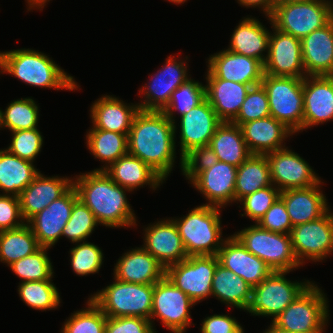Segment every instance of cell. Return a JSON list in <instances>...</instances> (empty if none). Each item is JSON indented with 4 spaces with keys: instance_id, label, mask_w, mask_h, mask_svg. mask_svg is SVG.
Wrapping results in <instances>:
<instances>
[{
    "instance_id": "cell-42",
    "label": "cell",
    "mask_w": 333,
    "mask_h": 333,
    "mask_svg": "<svg viewBox=\"0 0 333 333\" xmlns=\"http://www.w3.org/2000/svg\"><path fill=\"white\" fill-rule=\"evenodd\" d=\"M84 308L65 319L60 333H105L107 316L88 296Z\"/></svg>"
},
{
    "instance_id": "cell-16",
    "label": "cell",
    "mask_w": 333,
    "mask_h": 333,
    "mask_svg": "<svg viewBox=\"0 0 333 333\" xmlns=\"http://www.w3.org/2000/svg\"><path fill=\"white\" fill-rule=\"evenodd\" d=\"M221 123L207 99L176 120L174 130L175 135L179 131L180 141L176 146L179 145L180 148V151L177 150L180 153V170L183 166V157L194 148L209 145L210 139Z\"/></svg>"
},
{
    "instance_id": "cell-5",
    "label": "cell",
    "mask_w": 333,
    "mask_h": 333,
    "mask_svg": "<svg viewBox=\"0 0 333 333\" xmlns=\"http://www.w3.org/2000/svg\"><path fill=\"white\" fill-rule=\"evenodd\" d=\"M322 287L313 281L272 322L296 333H326L330 319L329 301Z\"/></svg>"
},
{
    "instance_id": "cell-38",
    "label": "cell",
    "mask_w": 333,
    "mask_h": 333,
    "mask_svg": "<svg viewBox=\"0 0 333 333\" xmlns=\"http://www.w3.org/2000/svg\"><path fill=\"white\" fill-rule=\"evenodd\" d=\"M40 247L27 223L19 228L0 232V262L5 263L6 267L35 253Z\"/></svg>"
},
{
    "instance_id": "cell-51",
    "label": "cell",
    "mask_w": 333,
    "mask_h": 333,
    "mask_svg": "<svg viewBox=\"0 0 333 333\" xmlns=\"http://www.w3.org/2000/svg\"><path fill=\"white\" fill-rule=\"evenodd\" d=\"M25 223L19 198L14 195L0 194V232L19 228Z\"/></svg>"
},
{
    "instance_id": "cell-55",
    "label": "cell",
    "mask_w": 333,
    "mask_h": 333,
    "mask_svg": "<svg viewBox=\"0 0 333 333\" xmlns=\"http://www.w3.org/2000/svg\"><path fill=\"white\" fill-rule=\"evenodd\" d=\"M50 1L51 0H25L27 5L26 8L30 12H33V10L43 11L45 6L48 5V2Z\"/></svg>"
},
{
    "instance_id": "cell-10",
    "label": "cell",
    "mask_w": 333,
    "mask_h": 333,
    "mask_svg": "<svg viewBox=\"0 0 333 333\" xmlns=\"http://www.w3.org/2000/svg\"><path fill=\"white\" fill-rule=\"evenodd\" d=\"M332 18L333 0L276 2L270 16L276 29L299 39L325 26Z\"/></svg>"
},
{
    "instance_id": "cell-29",
    "label": "cell",
    "mask_w": 333,
    "mask_h": 333,
    "mask_svg": "<svg viewBox=\"0 0 333 333\" xmlns=\"http://www.w3.org/2000/svg\"><path fill=\"white\" fill-rule=\"evenodd\" d=\"M240 127L249 151L257 155L287 147L285 141L295 135L272 116L243 123Z\"/></svg>"
},
{
    "instance_id": "cell-40",
    "label": "cell",
    "mask_w": 333,
    "mask_h": 333,
    "mask_svg": "<svg viewBox=\"0 0 333 333\" xmlns=\"http://www.w3.org/2000/svg\"><path fill=\"white\" fill-rule=\"evenodd\" d=\"M53 280L27 281L18 283L17 292L26 306L42 312L61 307L60 290Z\"/></svg>"
},
{
    "instance_id": "cell-25",
    "label": "cell",
    "mask_w": 333,
    "mask_h": 333,
    "mask_svg": "<svg viewBox=\"0 0 333 333\" xmlns=\"http://www.w3.org/2000/svg\"><path fill=\"white\" fill-rule=\"evenodd\" d=\"M140 111L138 103H127L115 95H103L90 106L89 128H97L128 134L135 115Z\"/></svg>"
},
{
    "instance_id": "cell-37",
    "label": "cell",
    "mask_w": 333,
    "mask_h": 333,
    "mask_svg": "<svg viewBox=\"0 0 333 333\" xmlns=\"http://www.w3.org/2000/svg\"><path fill=\"white\" fill-rule=\"evenodd\" d=\"M269 164L265 155L252 154L237 167L235 203L266 186H271Z\"/></svg>"
},
{
    "instance_id": "cell-32",
    "label": "cell",
    "mask_w": 333,
    "mask_h": 333,
    "mask_svg": "<svg viewBox=\"0 0 333 333\" xmlns=\"http://www.w3.org/2000/svg\"><path fill=\"white\" fill-rule=\"evenodd\" d=\"M205 80V98L222 122H232L251 86L219 78Z\"/></svg>"
},
{
    "instance_id": "cell-58",
    "label": "cell",
    "mask_w": 333,
    "mask_h": 333,
    "mask_svg": "<svg viewBox=\"0 0 333 333\" xmlns=\"http://www.w3.org/2000/svg\"><path fill=\"white\" fill-rule=\"evenodd\" d=\"M168 1L169 3H173L172 5L176 4V5H182L185 2H187V0H165Z\"/></svg>"
},
{
    "instance_id": "cell-59",
    "label": "cell",
    "mask_w": 333,
    "mask_h": 333,
    "mask_svg": "<svg viewBox=\"0 0 333 333\" xmlns=\"http://www.w3.org/2000/svg\"><path fill=\"white\" fill-rule=\"evenodd\" d=\"M310 0H276V2H283V3H294V2H306Z\"/></svg>"
},
{
    "instance_id": "cell-15",
    "label": "cell",
    "mask_w": 333,
    "mask_h": 333,
    "mask_svg": "<svg viewBox=\"0 0 333 333\" xmlns=\"http://www.w3.org/2000/svg\"><path fill=\"white\" fill-rule=\"evenodd\" d=\"M272 184L280 192L317 185L322 179L299 153L289 146L264 154Z\"/></svg>"
},
{
    "instance_id": "cell-46",
    "label": "cell",
    "mask_w": 333,
    "mask_h": 333,
    "mask_svg": "<svg viewBox=\"0 0 333 333\" xmlns=\"http://www.w3.org/2000/svg\"><path fill=\"white\" fill-rule=\"evenodd\" d=\"M280 197V190L273 184L259 189L258 191L249 194L242 198L238 203L241 217L251 219L256 224L273 205L277 198ZM242 205V206H241Z\"/></svg>"
},
{
    "instance_id": "cell-21",
    "label": "cell",
    "mask_w": 333,
    "mask_h": 333,
    "mask_svg": "<svg viewBox=\"0 0 333 333\" xmlns=\"http://www.w3.org/2000/svg\"><path fill=\"white\" fill-rule=\"evenodd\" d=\"M236 175V166L218 161L189 184L206 199L204 205L224 209L235 203Z\"/></svg>"
},
{
    "instance_id": "cell-20",
    "label": "cell",
    "mask_w": 333,
    "mask_h": 333,
    "mask_svg": "<svg viewBox=\"0 0 333 333\" xmlns=\"http://www.w3.org/2000/svg\"><path fill=\"white\" fill-rule=\"evenodd\" d=\"M143 227L141 246L165 268L188 257L178 229L171 218L158 219Z\"/></svg>"
},
{
    "instance_id": "cell-17",
    "label": "cell",
    "mask_w": 333,
    "mask_h": 333,
    "mask_svg": "<svg viewBox=\"0 0 333 333\" xmlns=\"http://www.w3.org/2000/svg\"><path fill=\"white\" fill-rule=\"evenodd\" d=\"M271 25L268 56L264 63V74L304 78L305 69L301 39L276 29L270 17L265 16Z\"/></svg>"
},
{
    "instance_id": "cell-30",
    "label": "cell",
    "mask_w": 333,
    "mask_h": 333,
    "mask_svg": "<svg viewBox=\"0 0 333 333\" xmlns=\"http://www.w3.org/2000/svg\"><path fill=\"white\" fill-rule=\"evenodd\" d=\"M252 15L242 17L234 28L227 50L259 60L263 65L268 56L271 30Z\"/></svg>"
},
{
    "instance_id": "cell-53",
    "label": "cell",
    "mask_w": 333,
    "mask_h": 333,
    "mask_svg": "<svg viewBox=\"0 0 333 333\" xmlns=\"http://www.w3.org/2000/svg\"><path fill=\"white\" fill-rule=\"evenodd\" d=\"M200 333H228L234 331L240 322L231 314H212L201 321Z\"/></svg>"
},
{
    "instance_id": "cell-57",
    "label": "cell",
    "mask_w": 333,
    "mask_h": 333,
    "mask_svg": "<svg viewBox=\"0 0 333 333\" xmlns=\"http://www.w3.org/2000/svg\"><path fill=\"white\" fill-rule=\"evenodd\" d=\"M228 333H245V328H243V325L240 324L234 331Z\"/></svg>"
},
{
    "instance_id": "cell-23",
    "label": "cell",
    "mask_w": 333,
    "mask_h": 333,
    "mask_svg": "<svg viewBox=\"0 0 333 333\" xmlns=\"http://www.w3.org/2000/svg\"><path fill=\"white\" fill-rule=\"evenodd\" d=\"M217 256L221 265L240 276L252 288L273 272L263 260L249 252L233 234L223 242Z\"/></svg>"
},
{
    "instance_id": "cell-33",
    "label": "cell",
    "mask_w": 333,
    "mask_h": 333,
    "mask_svg": "<svg viewBox=\"0 0 333 333\" xmlns=\"http://www.w3.org/2000/svg\"><path fill=\"white\" fill-rule=\"evenodd\" d=\"M252 287L240 276L217 264L212 280V296L221 304L246 312L251 301Z\"/></svg>"
},
{
    "instance_id": "cell-28",
    "label": "cell",
    "mask_w": 333,
    "mask_h": 333,
    "mask_svg": "<svg viewBox=\"0 0 333 333\" xmlns=\"http://www.w3.org/2000/svg\"><path fill=\"white\" fill-rule=\"evenodd\" d=\"M323 184L321 180L315 186L280 192L293 227L316 220L330 209Z\"/></svg>"
},
{
    "instance_id": "cell-4",
    "label": "cell",
    "mask_w": 333,
    "mask_h": 333,
    "mask_svg": "<svg viewBox=\"0 0 333 333\" xmlns=\"http://www.w3.org/2000/svg\"><path fill=\"white\" fill-rule=\"evenodd\" d=\"M222 208L195 206L182 217H170L179 232L188 256L218 255L228 236L223 237Z\"/></svg>"
},
{
    "instance_id": "cell-39",
    "label": "cell",
    "mask_w": 333,
    "mask_h": 333,
    "mask_svg": "<svg viewBox=\"0 0 333 333\" xmlns=\"http://www.w3.org/2000/svg\"><path fill=\"white\" fill-rule=\"evenodd\" d=\"M39 108L32 96L12 100L5 110L0 107V130L13 132L39 128Z\"/></svg>"
},
{
    "instance_id": "cell-9",
    "label": "cell",
    "mask_w": 333,
    "mask_h": 333,
    "mask_svg": "<svg viewBox=\"0 0 333 333\" xmlns=\"http://www.w3.org/2000/svg\"><path fill=\"white\" fill-rule=\"evenodd\" d=\"M261 85L268 96L270 116L295 135L303 132V78L264 74Z\"/></svg>"
},
{
    "instance_id": "cell-13",
    "label": "cell",
    "mask_w": 333,
    "mask_h": 333,
    "mask_svg": "<svg viewBox=\"0 0 333 333\" xmlns=\"http://www.w3.org/2000/svg\"><path fill=\"white\" fill-rule=\"evenodd\" d=\"M217 255L188 256L165 268V276L197 305L212 296Z\"/></svg>"
},
{
    "instance_id": "cell-49",
    "label": "cell",
    "mask_w": 333,
    "mask_h": 333,
    "mask_svg": "<svg viewBox=\"0 0 333 333\" xmlns=\"http://www.w3.org/2000/svg\"><path fill=\"white\" fill-rule=\"evenodd\" d=\"M218 157L207 145L192 149L183 157L181 174L188 180V184L202 171L210 169Z\"/></svg>"
},
{
    "instance_id": "cell-12",
    "label": "cell",
    "mask_w": 333,
    "mask_h": 333,
    "mask_svg": "<svg viewBox=\"0 0 333 333\" xmlns=\"http://www.w3.org/2000/svg\"><path fill=\"white\" fill-rule=\"evenodd\" d=\"M196 304L166 276L154 284L153 305L150 322L154 331V321L160 320L162 326L171 333H185L192 323L191 310ZM157 318V319H156Z\"/></svg>"
},
{
    "instance_id": "cell-2",
    "label": "cell",
    "mask_w": 333,
    "mask_h": 333,
    "mask_svg": "<svg viewBox=\"0 0 333 333\" xmlns=\"http://www.w3.org/2000/svg\"><path fill=\"white\" fill-rule=\"evenodd\" d=\"M78 199L95 215L100 226L136 228L138 217L127 198L128 189L116 184L105 171H89L73 176Z\"/></svg>"
},
{
    "instance_id": "cell-41",
    "label": "cell",
    "mask_w": 333,
    "mask_h": 333,
    "mask_svg": "<svg viewBox=\"0 0 333 333\" xmlns=\"http://www.w3.org/2000/svg\"><path fill=\"white\" fill-rule=\"evenodd\" d=\"M49 247H40L35 253L13 262L8 267L21 280L27 281L53 280L55 276L54 266L48 256Z\"/></svg>"
},
{
    "instance_id": "cell-26",
    "label": "cell",
    "mask_w": 333,
    "mask_h": 333,
    "mask_svg": "<svg viewBox=\"0 0 333 333\" xmlns=\"http://www.w3.org/2000/svg\"><path fill=\"white\" fill-rule=\"evenodd\" d=\"M112 274L123 282L155 284L165 276V267L140 246L122 253L114 263Z\"/></svg>"
},
{
    "instance_id": "cell-47",
    "label": "cell",
    "mask_w": 333,
    "mask_h": 333,
    "mask_svg": "<svg viewBox=\"0 0 333 333\" xmlns=\"http://www.w3.org/2000/svg\"><path fill=\"white\" fill-rule=\"evenodd\" d=\"M10 138L6 149L21 159L35 163L44 143L42 132L38 128L13 131Z\"/></svg>"
},
{
    "instance_id": "cell-6",
    "label": "cell",
    "mask_w": 333,
    "mask_h": 333,
    "mask_svg": "<svg viewBox=\"0 0 333 333\" xmlns=\"http://www.w3.org/2000/svg\"><path fill=\"white\" fill-rule=\"evenodd\" d=\"M154 284L113 281L92 293L90 299L107 317H142L150 320Z\"/></svg>"
},
{
    "instance_id": "cell-27",
    "label": "cell",
    "mask_w": 333,
    "mask_h": 333,
    "mask_svg": "<svg viewBox=\"0 0 333 333\" xmlns=\"http://www.w3.org/2000/svg\"><path fill=\"white\" fill-rule=\"evenodd\" d=\"M305 76H333V18L301 39Z\"/></svg>"
},
{
    "instance_id": "cell-50",
    "label": "cell",
    "mask_w": 333,
    "mask_h": 333,
    "mask_svg": "<svg viewBox=\"0 0 333 333\" xmlns=\"http://www.w3.org/2000/svg\"><path fill=\"white\" fill-rule=\"evenodd\" d=\"M257 224L262 229L283 234H290L291 229L293 228L289 214L281 197L276 199Z\"/></svg>"
},
{
    "instance_id": "cell-7",
    "label": "cell",
    "mask_w": 333,
    "mask_h": 333,
    "mask_svg": "<svg viewBox=\"0 0 333 333\" xmlns=\"http://www.w3.org/2000/svg\"><path fill=\"white\" fill-rule=\"evenodd\" d=\"M233 235L273 271L292 272L303 267L294 254L290 234L265 230L256 223Z\"/></svg>"
},
{
    "instance_id": "cell-8",
    "label": "cell",
    "mask_w": 333,
    "mask_h": 333,
    "mask_svg": "<svg viewBox=\"0 0 333 333\" xmlns=\"http://www.w3.org/2000/svg\"><path fill=\"white\" fill-rule=\"evenodd\" d=\"M290 272L273 271L265 280L252 288L251 301L246 310L250 316L270 318L272 322L313 281L290 280Z\"/></svg>"
},
{
    "instance_id": "cell-22",
    "label": "cell",
    "mask_w": 333,
    "mask_h": 333,
    "mask_svg": "<svg viewBox=\"0 0 333 333\" xmlns=\"http://www.w3.org/2000/svg\"><path fill=\"white\" fill-rule=\"evenodd\" d=\"M303 104V131L333 121V76H305Z\"/></svg>"
},
{
    "instance_id": "cell-1",
    "label": "cell",
    "mask_w": 333,
    "mask_h": 333,
    "mask_svg": "<svg viewBox=\"0 0 333 333\" xmlns=\"http://www.w3.org/2000/svg\"><path fill=\"white\" fill-rule=\"evenodd\" d=\"M128 153L141 159L165 181L178 155L174 123L162 111L140 110L127 135Z\"/></svg>"
},
{
    "instance_id": "cell-36",
    "label": "cell",
    "mask_w": 333,
    "mask_h": 333,
    "mask_svg": "<svg viewBox=\"0 0 333 333\" xmlns=\"http://www.w3.org/2000/svg\"><path fill=\"white\" fill-rule=\"evenodd\" d=\"M218 160L239 167L252 153L249 151L241 127L232 122H222L208 145Z\"/></svg>"
},
{
    "instance_id": "cell-34",
    "label": "cell",
    "mask_w": 333,
    "mask_h": 333,
    "mask_svg": "<svg viewBox=\"0 0 333 333\" xmlns=\"http://www.w3.org/2000/svg\"><path fill=\"white\" fill-rule=\"evenodd\" d=\"M33 162L0 149V194L19 196L40 173Z\"/></svg>"
},
{
    "instance_id": "cell-45",
    "label": "cell",
    "mask_w": 333,
    "mask_h": 333,
    "mask_svg": "<svg viewBox=\"0 0 333 333\" xmlns=\"http://www.w3.org/2000/svg\"><path fill=\"white\" fill-rule=\"evenodd\" d=\"M100 225L92 211L79 199L74 202L71 216L65 225L62 237L71 243L87 241L96 227Z\"/></svg>"
},
{
    "instance_id": "cell-11",
    "label": "cell",
    "mask_w": 333,
    "mask_h": 333,
    "mask_svg": "<svg viewBox=\"0 0 333 333\" xmlns=\"http://www.w3.org/2000/svg\"><path fill=\"white\" fill-rule=\"evenodd\" d=\"M189 61L188 56L182 58L179 53L167 56L164 64L153 75L149 74V80L138 89L139 109L162 111L170 102L173 91L191 79Z\"/></svg>"
},
{
    "instance_id": "cell-31",
    "label": "cell",
    "mask_w": 333,
    "mask_h": 333,
    "mask_svg": "<svg viewBox=\"0 0 333 333\" xmlns=\"http://www.w3.org/2000/svg\"><path fill=\"white\" fill-rule=\"evenodd\" d=\"M118 185L131 192L148 186L157 191L166 181L141 159L127 153L104 170Z\"/></svg>"
},
{
    "instance_id": "cell-35",
    "label": "cell",
    "mask_w": 333,
    "mask_h": 333,
    "mask_svg": "<svg viewBox=\"0 0 333 333\" xmlns=\"http://www.w3.org/2000/svg\"><path fill=\"white\" fill-rule=\"evenodd\" d=\"M127 135L97 128L86 130V148L94 159L103 164L100 168H94L93 171H104L128 153Z\"/></svg>"
},
{
    "instance_id": "cell-54",
    "label": "cell",
    "mask_w": 333,
    "mask_h": 333,
    "mask_svg": "<svg viewBox=\"0 0 333 333\" xmlns=\"http://www.w3.org/2000/svg\"><path fill=\"white\" fill-rule=\"evenodd\" d=\"M237 3L244 8H256L265 16L270 17L274 6L276 4V0H237Z\"/></svg>"
},
{
    "instance_id": "cell-44",
    "label": "cell",
    "mask_w": 333,
    "mask_h": 333,
    "mask_svg": "<svg viewBox=\"0 0 333 333\" xmlns=\"http://www.w3.org/2000/svg\"><path fill=\"white\" fill-rule=\"evenodd\" d=\"M73 245L69 249V264L74 274L86 277L99 273L105 258L101 247L88 240Z\"/></svg>"
},
{
    "instance_id": "cell-18",
    "label": "cell",
    "mask_w": 333,
    "mask_h": 333,
    "mask_svg": "<svg viewBox=\"0 0 333 333\" xmlns=\"http://www.w3.org/2000/svg\"><path fill=\"white\" fill-rule=\"evenodd\" d=\"M206 63L205 78H219L254 87L261 84L264 75V65L259 60L226 48L209 55Z\"/></svg>"
},
{
    "instance_id": "cell-52",
    "label": "cell",
    "mask_w": 333,
    "mask_h": 333,
    "mask_svg": "<svg viewBox=\"0 0 333 333\" xmlns=\"http://www.w3.org/2000/svg\"><path fill=\"white\" fill-rule=\"evenodd\" d=\"M150 320L142 317H107L105 333H157Z\"/></svg>"
},
{
    "instance_id": "cell-24",
    "label": "cell",
    "mask_w": 333,
    "mask_h": 333,
    "mask_svg": "<svg viewBox=\"0 0 333 333\" xmlns=\"http://www.w3.org/2000/svg\"><path fill=\"white\" fill-rule=\"evenodd\" d=\"M73 185V177L40 173L18 196L21 214L27 223L34 215L61 197Z\"/></svg>"
},
{
    "instance_id": "cell-43",
    "label": "cell",
    "mask_w": 333,
    "mask_h": 333,
    "mask_svg": "<svg viewBox=\"0 0 333 333\" xmlns=\"http://www.w3.org/2000/svg\"><path fill=\"white\" fill-rule=\"evenodd\" d=\"M205 99V85L191 78L173 91L170 102L162 112L175 123L180 116L188 113Z\"/></svg>"
},
{
    "instance_id": "cell-14",
    "label": "cell",
    "mask_w": 333,
    "mask_h": 333,
    "mask_svg": "<svg viewBox=\"0 0 333 333\" xmlns=\"http://www.w3.org/2000/svg\"><path fill=\"white\" fill-rule=\"evenodd\" d=\"M294 254L303 266L306 262H324L333 254V211L320 218L294 226L290 232Z\"/></svg>"
},
{
    "instance_id": "cell-56",
    "label": "cell",
    "mask_w": 333,
    "mask_h": 333,
    "mask_svg": "<svg viewBox=\"0 0 333 333\" xmlns=\"http://www.w3.org/2000/svg\"><path fill=\"white\" fill-rule=\"evenodd\" d=\"M262 333H296V332L283 330L277 327L273 322H271L270 325L265 330H263Z\"/></svg>"
},
{
    "instance_id": "cell-3",
    "label": "cell",
    "mask_w": 333,
    "mask_h": 333,
    "mask_svg": "<svg viewBox=\"0 0 333 333\" xmlns=\"http://www.w3.org/2000/svg\"><path fill=\"white\" fill-rule=\"evenodd\" d=\"M7 74L26 85L67 91H80L74 76L64 71L52 57L32 48L0 51V75ZM79 89V90H78Z\"/></svg>"
},
{
    "instance_id": "cell-48",
    "label": "cell",
    "mask_w": 333,
    "mask_h": 333,
    "mask_svg": "<svg viewBox=\"0 0 333 333\" xmlns=\"http://www.w3.org/2000/svg\"><path fill=\"white\" fill-rule=\"evenodd\" d=\"M270 116L268 96L263 86L251 87L237 117L232 123L241 126L243 123Z\"/></svg>"
},
{
    "instance_id": "cell-19",
    "label": "cell",
    "mask_w": 333,
    "mask_h": 333,
    "mask_svg": "<svg viewBox=\"0 0 333 333\" xmlns=\"http://www.w3.org/2000/svg\"><path fill=\"white\" fill-rule=\"evenodd\" d=\"M77 199V191L72 185L61 197L52 201L47 208L27 222L41 247L53 248L61 239L62 231Z\"/></svg>"
}]
</instances>
